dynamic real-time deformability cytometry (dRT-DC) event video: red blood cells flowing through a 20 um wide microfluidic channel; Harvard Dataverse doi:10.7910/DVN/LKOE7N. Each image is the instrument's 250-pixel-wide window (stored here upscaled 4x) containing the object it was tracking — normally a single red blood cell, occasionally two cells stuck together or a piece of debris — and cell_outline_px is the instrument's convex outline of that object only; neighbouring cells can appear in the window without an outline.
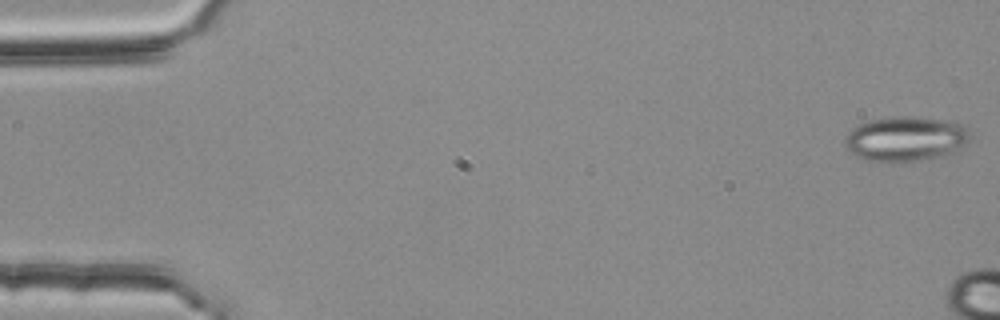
{"species": "common noctule bat (a hibernating species)", "species_latin": "Nyctalus noctula", "temperature_condition": "room temperature", "stored_images_in_passage": 8, "camera_frame_rate_fps": 3000, "um_per_image_px": 0.085, "animal": {"sex": "female", "body_mass_g": 25.1}, "frame": {"image": 1, "passage_image": 1, "time_ms": 0.0, "image_size_px": [1000, 320], "cell_outline_px": [[968, 140], [964, 144], [952, 152], [940, 156], [916, 160], [868, 160], [856, 156], [844, 144], [844, 140], [848, 132], [852, 128], [860, 124], [872, 120], [896, 116], [908, 116], [940, 120], [960, 124], [968, 132]], "centroid_in_image_um": [76.92, 11.78], "position_along_channel_um": 8.1, "area_um2": 31.5}}